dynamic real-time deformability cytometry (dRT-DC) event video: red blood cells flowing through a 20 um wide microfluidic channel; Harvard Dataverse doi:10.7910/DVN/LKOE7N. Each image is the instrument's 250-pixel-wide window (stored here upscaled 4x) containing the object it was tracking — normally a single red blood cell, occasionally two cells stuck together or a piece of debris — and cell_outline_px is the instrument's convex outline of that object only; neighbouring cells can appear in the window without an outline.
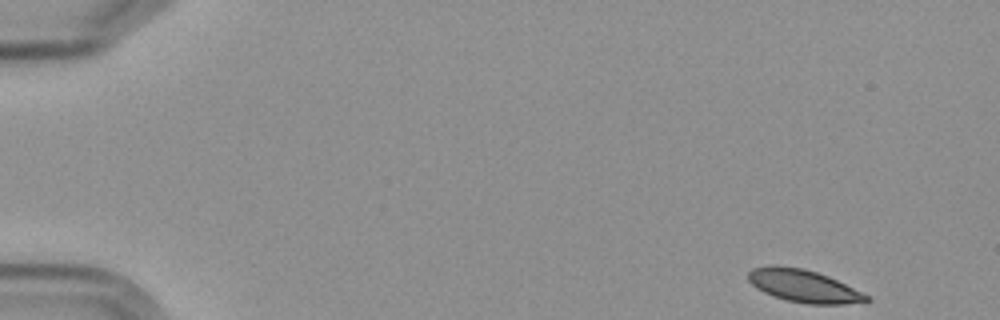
{"species": "Egyptian fruit bat (a non-hibernating species)", "species_latin": "Rousettus aegyptiacus", "temperature_condition": "cold", "stored_images_in_passage": 7, "camera_frame_rate_fps": 3000, "um_per_image_px": 0.085, "frame": {"image": 1, "passage_image": 1, "time_ms": 0.0, "image_size_px": [1000, 320], "cell_outline_px": [[872, 300], [844, 304], [808, 304], [788, 300], [772, 296], [756, 288], [748, 280], [748, 272], [752, 268], [772, 264], [804, 268], [828, 276], [872, 296]], "centroid_in_image_um": [68.31, 24.29], "position_along_channel_um": 16.7, "area_um2": 22.6}}
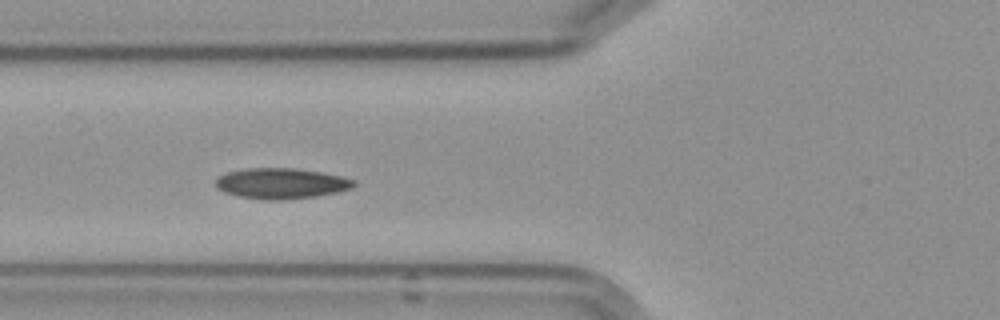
{"frame": {"image": 2, "passage_image": 6, "time_ms": 6.0, "image_size_px": [1000, 320], "cell_outline_px": [[356, 184], [352, 188], [336, 192], [316, 196], [284, 200], [264, 200], [240, 196], [224, 192], [216, 188], [216, 180], [220, 176], [228, 172], [244, 168], [296, 168], [320, 172], [340, 176], [356, 180]], "centroid_in_image_um": [23.91, 15.59], "position_along_channel_um": 101.9, "area_um2": 24.62}}
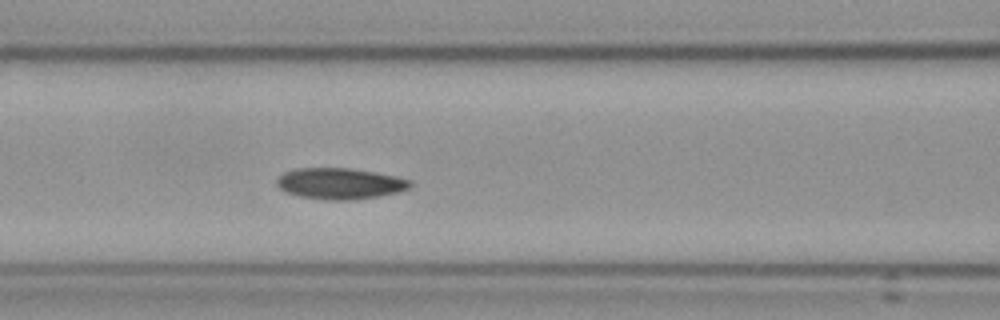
{"frame": {"image": 3, "passage_image": 7, "time_ms": 7.0, "image_size_px": [1000, 320], "cell_outline_px": [[412, 184], [408, 188], [396, 192], [380, 196], [348, 200], [328, 200], [300, 196], [288, 192], [280, 188], [276, 184], [276, 180], [284, 172], [296, 168], [352, 168], [376, 172], [396, 176], [412, 180]], "centroid_in_image_um": [28.91, 15.59], "position_along_channel_um": 137.7, "area_um2": 24.1}}